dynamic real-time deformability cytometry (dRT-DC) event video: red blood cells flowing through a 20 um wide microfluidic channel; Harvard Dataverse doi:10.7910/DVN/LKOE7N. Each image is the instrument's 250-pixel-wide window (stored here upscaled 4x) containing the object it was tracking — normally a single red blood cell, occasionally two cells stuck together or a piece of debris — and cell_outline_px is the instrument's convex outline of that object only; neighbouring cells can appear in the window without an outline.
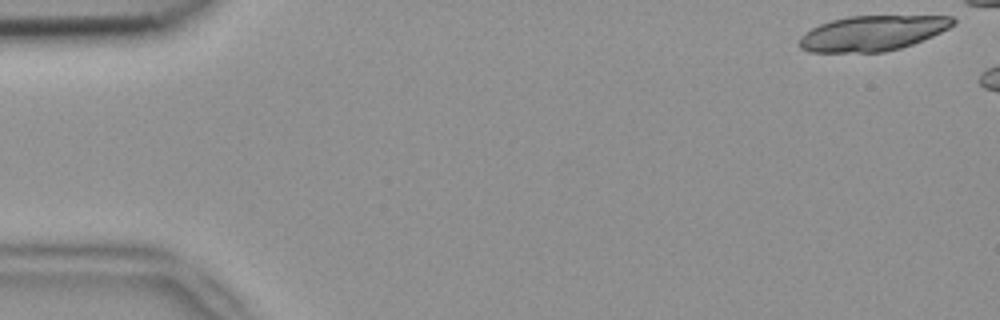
{"species": "common noctule bat (a hibernating species)", "species_latin": "Nyctalus noctula", "temperature_condition": "room temperature", "stored_images_in_passage": 3, "camera_frame_rate_fps": 3000, "um_per_image_px": 0.085, "animal": {"sex": "female", "body_mass_g": 18.4}, "frame": {"image": 1, "passage_image": 1, "time_ms": 0.0, "image_size_px": [1000, 320], "cell_outline_px": [[956, 24], [932, 36], [912, 44], [900, 48], [884, 52], [808, 52], [800, 48], [796, 44], [800, 36], [804, 32], [820, 24], [832, 20], [848, 16], [952, 16], [956, 20]], "centroid_in_image_um": [74.11, 2.82], "position_along_channel_um": 10.9, "area_um2": 31.62}}